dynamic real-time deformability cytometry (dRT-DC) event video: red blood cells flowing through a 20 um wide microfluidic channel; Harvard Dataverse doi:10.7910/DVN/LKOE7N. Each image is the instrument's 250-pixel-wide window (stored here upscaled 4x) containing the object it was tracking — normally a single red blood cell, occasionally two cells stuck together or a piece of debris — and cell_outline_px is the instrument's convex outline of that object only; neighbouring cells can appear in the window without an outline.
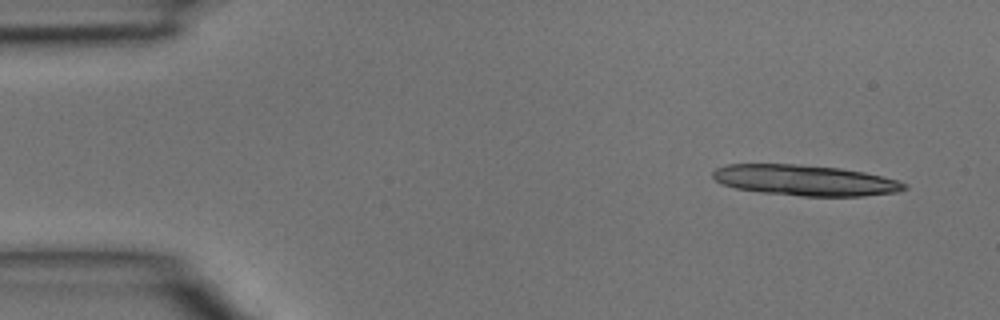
{"species": "common noctule bat (a hibernating species)", "species_latin": "Nyctalus noctula", "temperature_condition": "room temperature", "stored_images_in_passage": 4, "camera_frame_rate_fps": 3000, "um_per_image_px": 0.085, "animal": {"sex": "male", "body_mass_g": 15.6}, "frame": {"image": 1, "passage_image": 1, "time_ms": 0.0, "image_size_px": [1000, 320], "cell_outline_px": [[908, 188], [896, 192], [864, 196], [800, 196], [760, 192], [736, 188], [724, 184], [716, 180], [712, 176], [712, 172], [716, 168], [728, 164], [800, 164], [840, 168], [864, 172], [900, 180], [908, 184]], "centroid_in_image_um": [68.47, 15.32], "position_along_channel_um": 16.5, "area_um2": 34.39}}
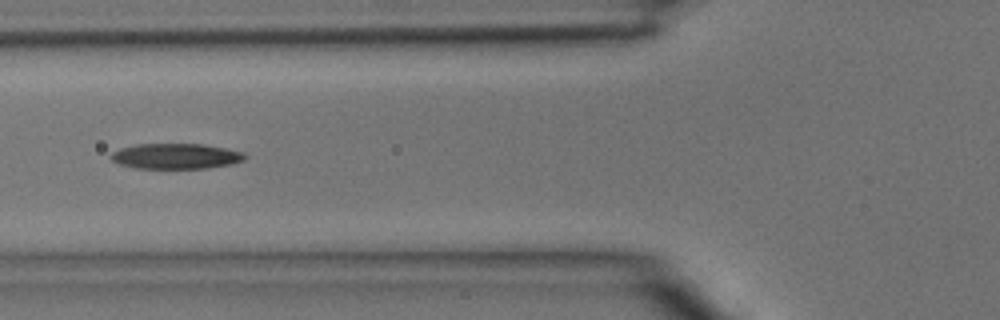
{"frame": {"image": 2, "passage_image": 4, "time_ms": 1.0, "image_size_px": [1000, 320], "cell_outline_px": [[248, 156], [244, 160], [232, 164], [208, 168], [136, 168], [120, 164], [112, 160], [108, 156], [112, 152], [120, 148], [136, 144], [204, 144], [244, 152]], "centroid_in_image_um": [14.96, 13.27], "position_along_channel_um": 110.8, "area_um2": 19.94}}